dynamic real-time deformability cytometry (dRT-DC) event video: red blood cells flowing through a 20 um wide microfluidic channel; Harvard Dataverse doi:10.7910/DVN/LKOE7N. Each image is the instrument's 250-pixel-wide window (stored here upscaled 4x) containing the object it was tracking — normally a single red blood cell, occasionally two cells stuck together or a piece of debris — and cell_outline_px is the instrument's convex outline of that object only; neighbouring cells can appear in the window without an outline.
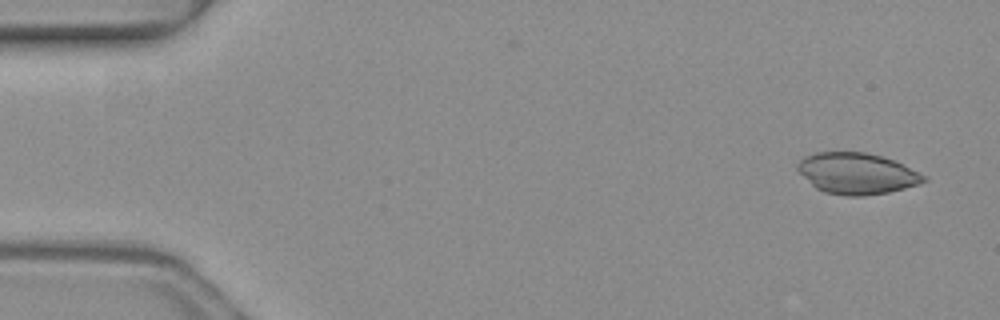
{"species": "common noctule bat (a hibernating species)", "species_latin": "Nyctalus noctula", "temperature_condition": "warm", "stored_images_in_passage": 5, "camera_frame_rate_fps": 3000, "um_per_image_px": 0.085, "animal": {"sex": "female", "body_mass_g": 19.3, "forearm_length_mm": 54.1}, "frame": {"image": 1, "passage_image": 1, "time_ms": 0.0, "image_size_px": [1000, 320], "cell_outline_px": [[928, 180], [920, 184], [888, 192], [864, 196], [848, 196], [824, 192], [816, 188], [796, 168], [796, 164], [804, 156], [816, 152], [864, 152], [896, 160], [928, 176]], "centroid_in_image_um": [72.87, 14.74], "position_along_channel_um": 12.1, "area_um2": 30.4}}